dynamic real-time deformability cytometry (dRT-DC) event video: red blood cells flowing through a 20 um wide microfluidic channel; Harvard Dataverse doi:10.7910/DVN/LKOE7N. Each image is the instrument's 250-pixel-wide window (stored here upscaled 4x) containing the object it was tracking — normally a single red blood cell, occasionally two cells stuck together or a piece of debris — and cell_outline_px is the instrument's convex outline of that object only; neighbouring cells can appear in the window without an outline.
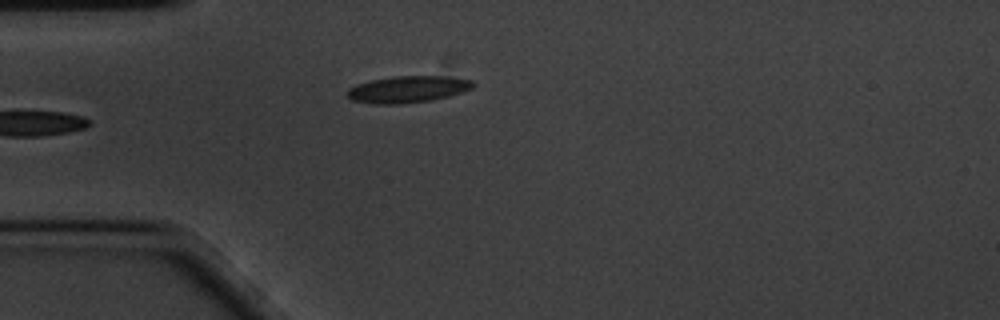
{"species": "common noctule bat (a hibernating species)", "species_latin": "Nyctalus noctula", "temperature_condition": "cold", "stored_images_in_passage": 41, "camera_frame_rate_fps": 3000, "um_per_image_px": 0.085, "animal": {"sex": "male", "body_mass_g": 20.1, "forearm_length_mm": 53.5}, "frame": {"image": 1, "passage_image": 1, "time_ms": 0.0, "image_size_px": [1000, 320], "cell_outline_px": [[476, 84], [472, 88], [448, 96], [432, 100], [400, 104], [372, 104], [352, 100], [348, 96], [348, 88], [356, 84], [368, 80], [392, 76], [444, 76], [472, 80]], "centroid_in_image_um": [34.63, 7.58], "position_along_channel_um": 50.4, "area_um2": 19.65}}
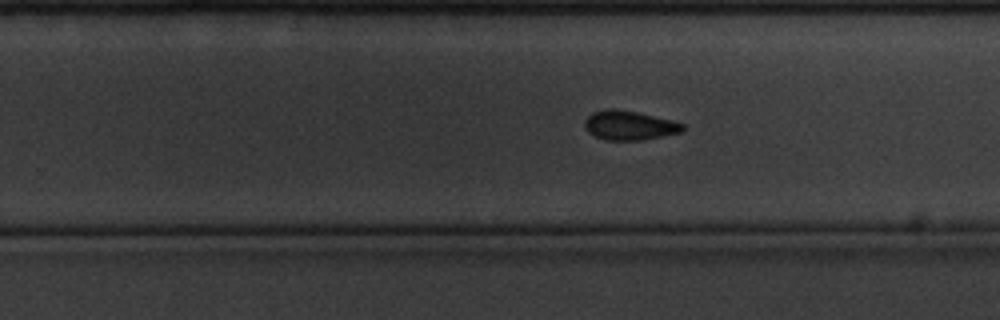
{"frame": {"image": 2, "passage_image": 18, "time_ms": 5.667, "image_size_px": [1000, 320], "cell_outline_px": [[684, 128], [680, 132], [640, 140], [604, 140], [588, 132], [584, 128], [584, 120], [592, 112], [612, 108], [636, 112], [672, 120], [684, 124]], "centroid_in_image_um": [53.44, 10.65], "position_along_channel_um": 276.4, "area_um2": 16.53}}
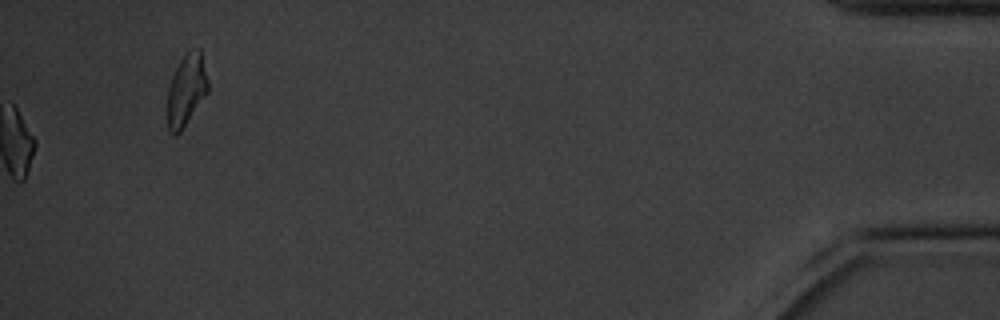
{"frame": {"image": 3, "passage_image": 41, "time_ms": 13.333, "image_size_px": [1000, 320], "cell_outline_px": [[208, 92], [180, 132], [176, 136], [168, 132], [168, 88], [172, 76], [180, 60], [188, 52], [200, 48], [208, 80]], "centroid_in_image_um": [15.84, 7.68], "position_along_channel_um": 419.4, "area_um2": 16.7}, "authors_computed_cell_mechanics": {"area_um2": 16.5308, "velocity_mm_per_s": 3.4068, "shape_relaxation_time_tau1_ms": 1.2995, "shape_relaxation_time_tau2_ms": null, "deformation_change_tau1": 0.0523, "deformation_change_tau2": null}}